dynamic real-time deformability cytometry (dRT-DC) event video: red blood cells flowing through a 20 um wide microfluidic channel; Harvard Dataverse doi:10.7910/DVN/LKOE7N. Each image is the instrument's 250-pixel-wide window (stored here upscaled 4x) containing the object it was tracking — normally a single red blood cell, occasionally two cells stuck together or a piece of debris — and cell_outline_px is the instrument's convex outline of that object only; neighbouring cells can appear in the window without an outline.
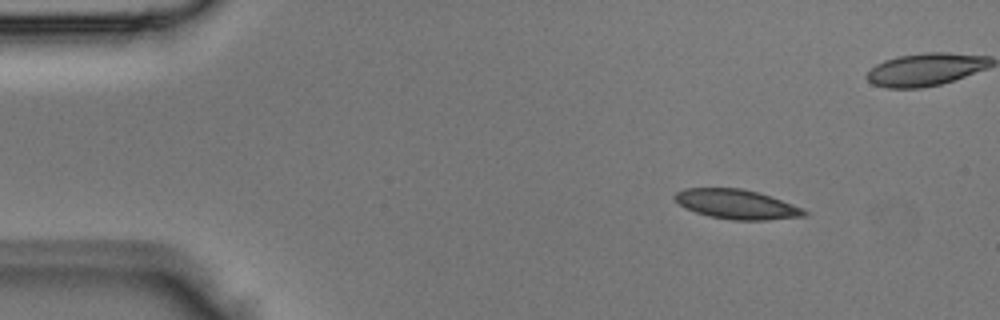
{"species": "Egyptian fruit bat (a non-hibernating species)", "species_latin": "Rousettus aegyptiacus", "temperature_condition": "room temperature", "stored_images_in_passage": 3, "camera_frame_rate_fps": 3000, "um_per_image_px": 0.085, "animal": {"sex": "male"}, "frame": {"image": 1, "passage_image": 1, "time_ms": 0.0, "image_size_px": [1000, 320], "cell_outline_px": [[808, 216], [768, 220], [732, 220], [708, 216], [684, 208], [672, 196], [676, 192], [684, 188], [740, 188], [756, 192], [804, 208], [808, 212]], "centroid_in_image_um": [62.61, 17.37], "position_along_channel_um": 22.4, "area_um2": 22.25}}